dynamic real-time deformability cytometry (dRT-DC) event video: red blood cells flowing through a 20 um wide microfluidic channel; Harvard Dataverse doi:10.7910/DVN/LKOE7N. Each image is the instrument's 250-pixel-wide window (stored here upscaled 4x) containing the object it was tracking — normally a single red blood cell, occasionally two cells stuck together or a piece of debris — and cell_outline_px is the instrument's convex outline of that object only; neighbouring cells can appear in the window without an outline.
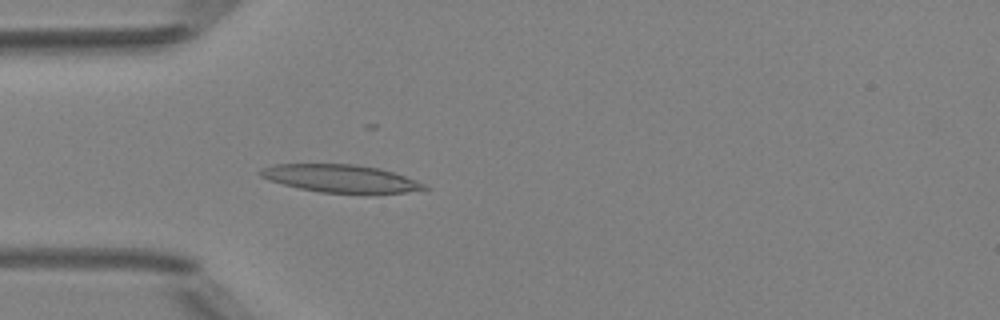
{"species": "Egyptian fruit bat (a non-hibernating species)", "species_latin": "Rousettus aegyptiacus", "temperature_condition": "room temperature", "stored_images_in_passage": 4, "camera_frame_rate_fps": 3000, "um_per_image_px": 0.085, "animal": {"sex": "female"}, "frame": {"image": 1, "passage_image": 4, "time_ms": 3.333, "image_size_px": [1000, 320], "cell_outline_px": [[432, 188], [404, 192], [320, 192], [300, 188], [268, 180], [260, 176], [260, 168], [272, 164], [356, 164], [380, 168], [416, 180]], "centroid_in_image_um": [28.91, 15.15], "position_along_channel_um": 56.1, "area_um2": 26.01}}